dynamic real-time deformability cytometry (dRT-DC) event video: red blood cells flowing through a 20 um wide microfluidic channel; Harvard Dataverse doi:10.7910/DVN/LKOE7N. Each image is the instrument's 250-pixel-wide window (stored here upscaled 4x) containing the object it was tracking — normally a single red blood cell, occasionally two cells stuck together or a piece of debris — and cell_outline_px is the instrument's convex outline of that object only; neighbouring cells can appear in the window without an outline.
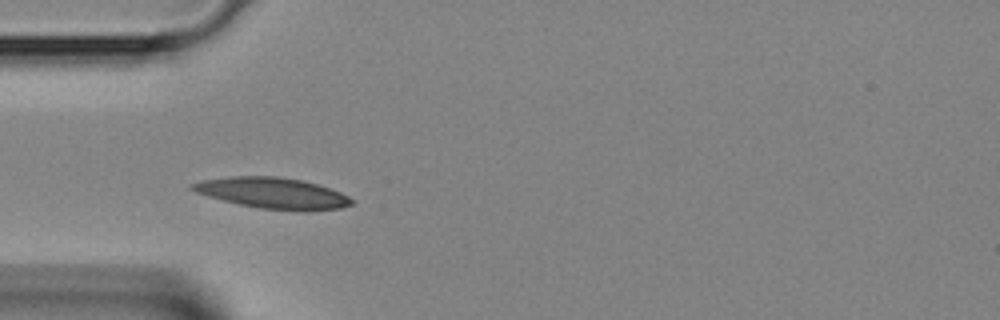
{"species": "Egyptian fruit bat (a non-hibernating species)", "species_latin": "Rousettus aegyptiacus", "temperature_condition": "room temperature", "stored_images_in_passage": 1, "camera_frame_rate_fps": 3000, "um_per_image_px": 0.085, "animal": {"sex": "female"}, "frame": {"image": 1, "passage_image": 1, "time_ms": 0.0, "image_size_px": [1000, 320], "cell_outline_px": [[356, 200], [352, 204], [340, 208], [308, 212], [260, 208], [240, 204], [208, 196], [196, 192], [188, 188], [188, 184], [200, 180], [232, 176], [276, 176], [300, 180], [316, 184], [340, 192]], "centroid_in_image_um": [23.17, 16.42], "position_along_channel_um": 61.8, "area_um2": 28.84}}